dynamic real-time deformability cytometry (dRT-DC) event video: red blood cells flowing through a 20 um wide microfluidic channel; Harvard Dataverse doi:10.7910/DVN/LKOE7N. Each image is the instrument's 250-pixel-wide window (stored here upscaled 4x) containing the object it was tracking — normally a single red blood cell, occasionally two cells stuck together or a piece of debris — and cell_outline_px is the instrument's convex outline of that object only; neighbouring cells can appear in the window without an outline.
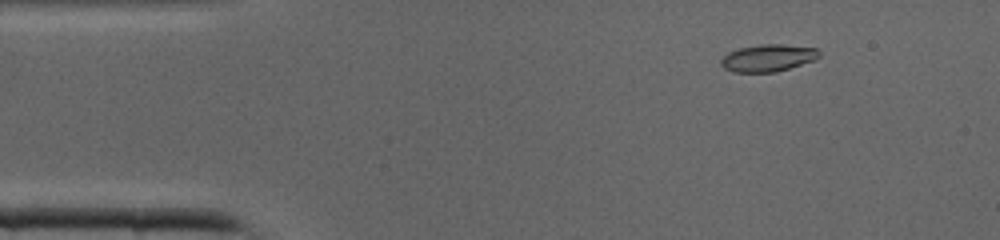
{"species": "common noctule bat (a hibernating species)", "species_latin": "Nyctalus noctula", "temperature_condition": "cold", "stored_images_in_passage": 37, "camera_frame_rate_fps": 3000, "um_per_image_px": 0.085, "animal": {"sex": "male", "body_mass_g": 19.0, "forearm_length_mm": 50.8}, "frame": {"image": 1, "passage_image": 1, "time_ms": 0.0, "image_size_px": [1000, 240], "cell_outline_px": [[820, 56], [816, 60], [776, 72], [732, 72], [724, 68], [720, 64], [720, 60], [728, 52], [740, 48], [760, 44], [780, 44], [816, 48], [820, 52]], "centroid_in_image_um": [65.28, 4.93], "position_along_channel_um": 19.7, "area_um2": 15.61}}
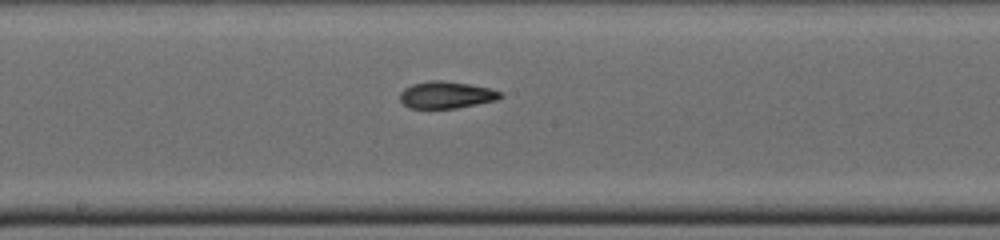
{"frame": {"image": 2, "passage_image": 17, "time_ms": 5.333, "image_size_px": [1000, 240], "cell_outline_px": [[504, 96], [496, 100], [456, 108], [408, 108], [400, 100], [400, 92], [404, 88], [412, 84], [428, 80], [440, 80], [468, 84], [492, 88], [500, 92]], "centroid_in_image_um": [37.92, 8.06], "position_along_channel_um": 210.3, "area_um2": 15.78}}
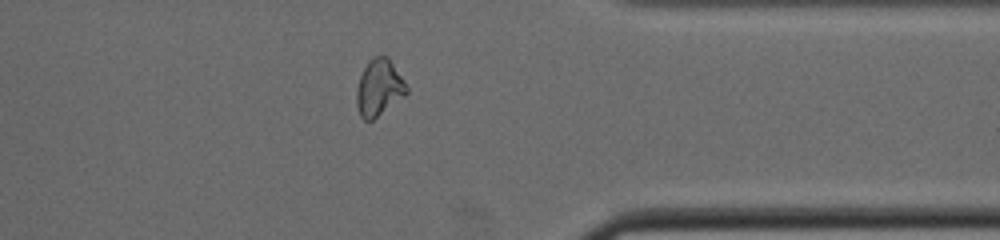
{"frame": {"image": 3, "passage_image": 28, "time_ms": 9.0, "image_size_px": [1000, 240], "cell_outline_px": [[408, 92], [404, 96], [372, 120], [364, 120], [360, 116], [356, 104], [356, 88], [360, 76], [368, 60], [372, 56], [388, 56], [404, 80], [408, 88]], "centroid_in_image_um": [32.2, 7.43], "position_along_channel_um": 379.2, "area_um2": 16.47}}